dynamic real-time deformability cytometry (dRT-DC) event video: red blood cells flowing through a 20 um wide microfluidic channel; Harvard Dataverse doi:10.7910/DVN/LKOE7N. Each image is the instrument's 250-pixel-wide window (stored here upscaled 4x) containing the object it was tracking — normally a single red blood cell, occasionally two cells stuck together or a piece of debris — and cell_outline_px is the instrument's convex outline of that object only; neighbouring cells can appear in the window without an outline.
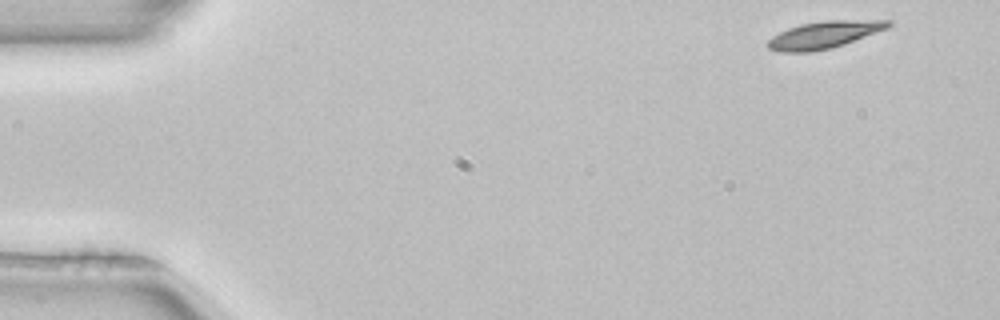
{"species": "common noctule bat (a hibernating species)", "species_latin": "Nyctalus noctula", "temperature_condition": "room temperature", "stored_images_in_passage": 48, "camera_frame_rate_fps": 3000, "um_per_image_px": 0.085, "animal": {"sex": "female", "body_mass_g": 22.7, "forearm_length_mm": 54.2}, "frame": {"image": 1, "passage_image": 1, "time_ms": 0.0, "image_size_px": [1000, 320], "cell_outline_px": [[892, 24], [888, 28], [844, 44], [832, 48], [812, 52], [780, 52], [768, 48], [764, 44], [772, 36], [788, 28], [800, 24], [828, 20], [892, 20]], "centroid_in_image_um": [70.03, 2.96], "position_along_channel_um": 15.0, "area_um2": 19.13}}
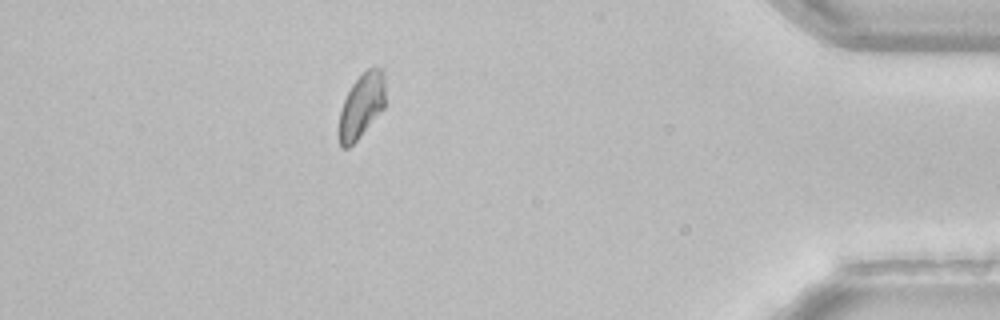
{"frame": {"image": 2, "passage_image": 43, "time_ms": 14.0, "image_size_px": [1000, 320], "cell_outline_px": [[384, 108], [360, 136], [348, 148], [340, 148], [340, 112], [344, 100], [352, 84], [368, 68], [380, 68], [384, 72]], "centroid_in_image_um": [30.74, 8.98], "position_along_channel_um": 404.5, "area_um2": 16.94}, "authors_computed_cell_mechanics": {"area_um2": 18.6116, "velocity_mm_per_s": 3.9597, "shape_relaxation_time_tau1_ms": 4.4165, "shape_relaxation_time_tau2_ms": null, "deformation_change_tau1": 0.1187, "deformation_change_tau2": null}}